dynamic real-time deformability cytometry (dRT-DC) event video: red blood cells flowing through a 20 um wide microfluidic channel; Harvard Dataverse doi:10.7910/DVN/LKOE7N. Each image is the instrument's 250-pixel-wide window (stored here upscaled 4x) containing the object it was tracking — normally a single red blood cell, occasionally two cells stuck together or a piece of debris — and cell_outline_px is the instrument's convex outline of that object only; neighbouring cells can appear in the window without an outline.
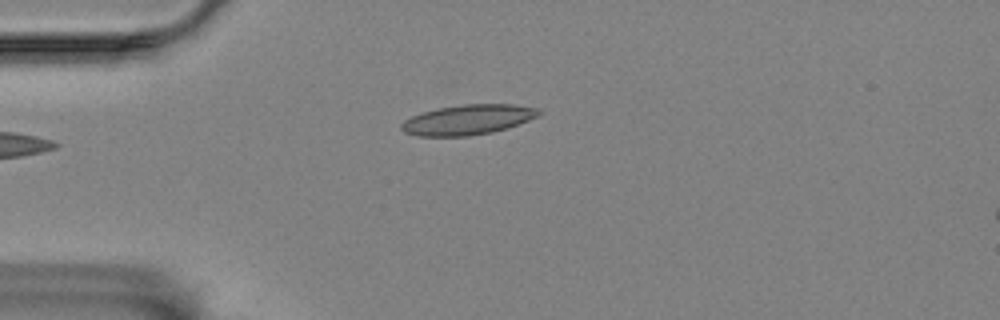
{"species": "Egyptian fruit bat (a non-hibernating species)", "species_latin": "Rousettus aegyptiacus", "temperature_condition": "room temperature", "stored_images_in_passage": 36, "camera_frame_rate_fps": 3000, "um_per_image_px": 0.085, "animal": {"sex": "female"}, "frame": {"image": 1, "passage_image": 1, "time_ms": 0.0, "image_size_px": [1000, 320], "cell_outline_px": [[544, 112], [528, 120], [508, 128], [492, 132], [468, 136], [416, 136], [404, 132], [400, 128], [400, 124], [404, 120], [412, 116], [436, 108], [464, 104], [512, 104], [540, 108]], "centroid_in_image_um": [39.77, 10.17], "position_along_channel_um": 45.2, "area_um2": 24.16}}
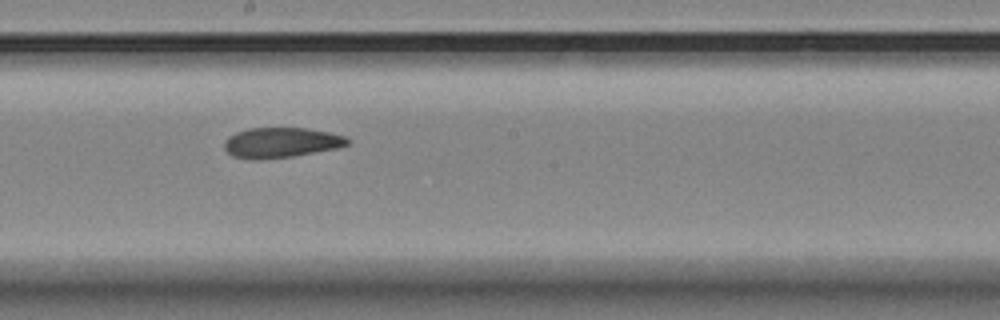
{"frame": {"image": 2, "passage_image": 18, "time_ms": 5.667, "image_size_px": [1000, 320], "cell_outline_px": [[352, 140], [348, 144], [336, 148], [292, 156], [260, 160], [252, 160], [232, 156], [224, 148], [224, 140], [228, 136], [236, 132], [248, 128], [304, 128], [328, 132], [344, 136]], "centroid_in_image_um": [23.84, 12.12], "position_along_channel_um": 224.4, "area_um2": 21.68}}
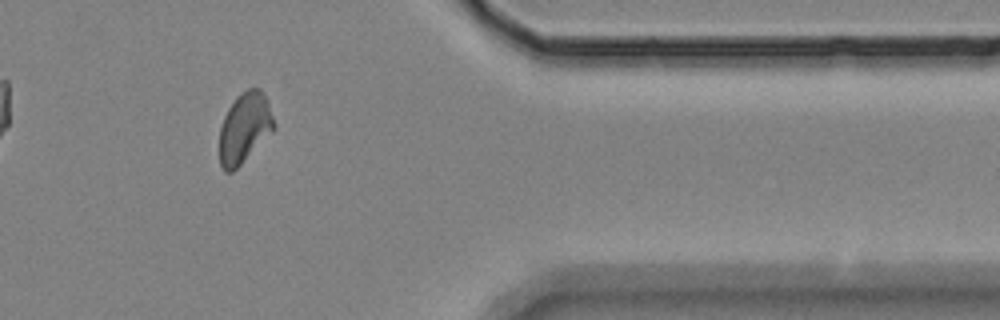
{"frame": {"image": 3, "passage_image": 34, "time_ms": 11.0, "image_size_px": [1000, 320], "cell_outline_px": [[276, 128], [232, 172], [224, 172], [220, 164], [220, 128], [224, 116], [228, 108], [236, 96], [240, 92], [248, 88], [260, 88], [264, 92], [268, 100], [276, 124]], "centroid_in_image_um": [20.8, 10.82], "position_along_channel_um": 390.6, "area_um2": 22.43}, "authors_computed_cell_mechanics": {"area_um2": 22.1952, "velocity_mm_per_s": 3.4764, "shape_relaxation_time_tau1_ms": null, "shape_relaxation_time_tau2_ms": 5.409, "deformation_change_tau1": null, "deformation_change_tau2": 0.108}}